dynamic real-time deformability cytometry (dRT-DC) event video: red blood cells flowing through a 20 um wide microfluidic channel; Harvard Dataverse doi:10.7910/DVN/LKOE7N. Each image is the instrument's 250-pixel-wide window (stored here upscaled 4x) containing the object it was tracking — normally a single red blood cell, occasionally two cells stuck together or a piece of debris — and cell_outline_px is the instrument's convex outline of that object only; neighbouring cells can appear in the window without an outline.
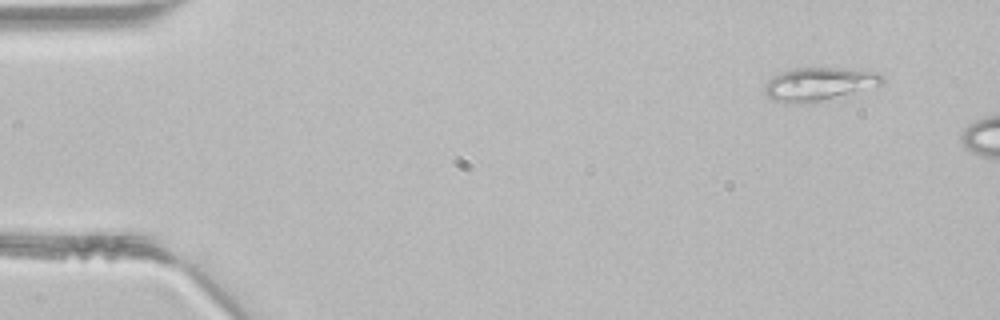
{"species": "common noctule bat (a hibernating species)", "species_latin": "Nyctalus noctula", "temperature_condition": "room temperature", "stored_images_in_passage": 10, "camera_frame_rate_fps": 3000, "um_per_image_px": 0.085, "animal": {"sex": "male", "body_mass_g": 21.5, "forearm_length_mm": 52.0}, "frame": {"image": 1, "passage_image": 1, "time_ms": 0.0, "image_size_px": [1000, 320], "cell_outline_px": [[884, 84], [820, 100], [792, 104], [788, 104], [772, 100], [764, 92], [764, 84], [772, 76], [780, 72], [792, 68], [844, 68], [876, 72], [884, 76]], "centroid_in_image_um": [69.56, 7.12], "position_along_channel_um": 15.4, "area_um2": 22.54}}